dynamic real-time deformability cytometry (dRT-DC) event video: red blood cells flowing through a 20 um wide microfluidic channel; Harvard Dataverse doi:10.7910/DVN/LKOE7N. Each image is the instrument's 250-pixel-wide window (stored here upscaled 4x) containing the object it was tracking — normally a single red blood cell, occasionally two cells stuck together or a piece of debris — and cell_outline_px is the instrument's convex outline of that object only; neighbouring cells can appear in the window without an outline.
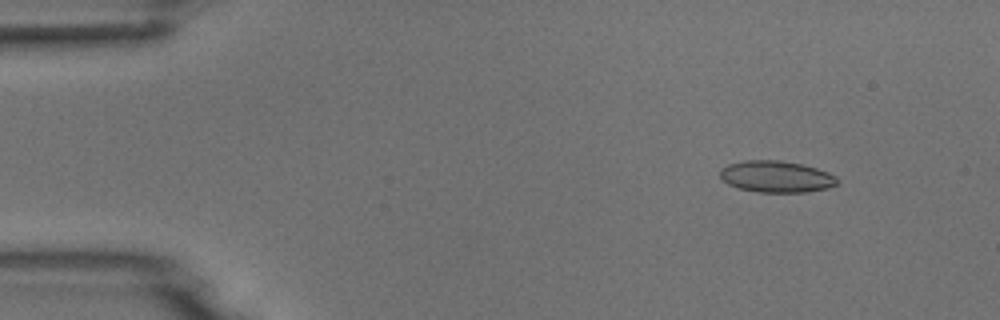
{"species": "common noctule bat (a hibernating species)", "species_latin": "Nyctalus noctula", "temperature_condition": "room temperature", "stored_images_in_passage": 4, "camera_frame_rate_fps": 3000, "um_per_image_px": 0.085, "animal": {"sex": "male", "body_mass_g": 18.8}, "frame": {"image": 1, "passage_image": 1, "time_ms": 0.0, "image_size_px": [1000, 320], "cell_outline_px": [[840, 184], [828, 188], [804, 192], [760, 192], [740, 188], [728, 184], [720, 180], [720, 168], [728, 164], [744, 160], [780, 160], [800, 164], [816, 168], [828, 172], [836, 176], [840, 180]], "centroid_in_image_um": [65.99, 15.01], "position_along_channel_um": 19.0, "area_um2": 21.73}}
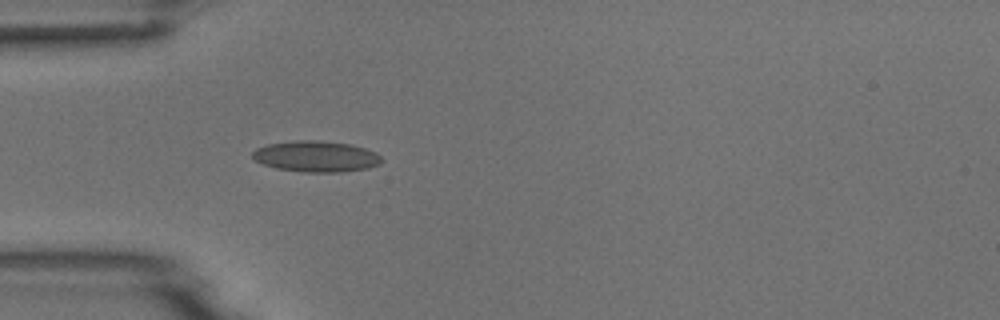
{"frame": {"image": 2, "passage_image": 4, "time_ms": 3.333, "image_size_px": [1000, 320], "cell_outline_px": [[384, 160], [380, 164], [368, 168], [344, 172], [304, 172], [276, 168], [264, 164], [256, 160], [252, 156], [252, 152], [256, 148], [268, 144], [296, 140], [316, 140], [348, 144], [364, 148], [376, 152]], "centroid_in_image_um": [26.89, 13.3], "position_along_channel_um": 58.1, "area_um2": 23.29}}